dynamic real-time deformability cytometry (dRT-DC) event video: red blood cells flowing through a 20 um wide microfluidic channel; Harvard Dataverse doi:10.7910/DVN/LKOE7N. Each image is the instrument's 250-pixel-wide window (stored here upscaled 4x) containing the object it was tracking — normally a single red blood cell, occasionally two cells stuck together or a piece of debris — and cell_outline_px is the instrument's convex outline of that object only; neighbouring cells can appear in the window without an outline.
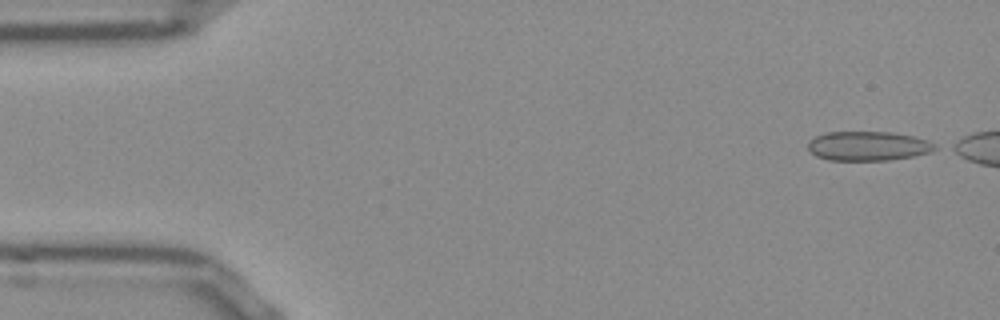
{"species": "Egyptian fruit bat (a non-hibernating species)", "species_latin": "Rousettus aegyptiacus", "temperature_condition": "room temperature", "stored_images_in_passage": 6, "camera_frame_rate_fps": 3000, "um_per_image_px": 0.085, "frame": {"image": 1, "passage_image": 1, "time_ms": 0.0, "image_size_px": [1000, 320], "cell_outline_px": [[936, 148], [928, 152], [912, 156], [888, 160], [828, 160], [816, 156], [808, 148], [808, 140], [816, 136], [828, 132], [892, 132], [912, 136], [928, 140], [936, 144]], "centroid_in_image_um": [73.76, 12.4], "position_along_channel_um": 11.2, "area_um2": 21.56}}